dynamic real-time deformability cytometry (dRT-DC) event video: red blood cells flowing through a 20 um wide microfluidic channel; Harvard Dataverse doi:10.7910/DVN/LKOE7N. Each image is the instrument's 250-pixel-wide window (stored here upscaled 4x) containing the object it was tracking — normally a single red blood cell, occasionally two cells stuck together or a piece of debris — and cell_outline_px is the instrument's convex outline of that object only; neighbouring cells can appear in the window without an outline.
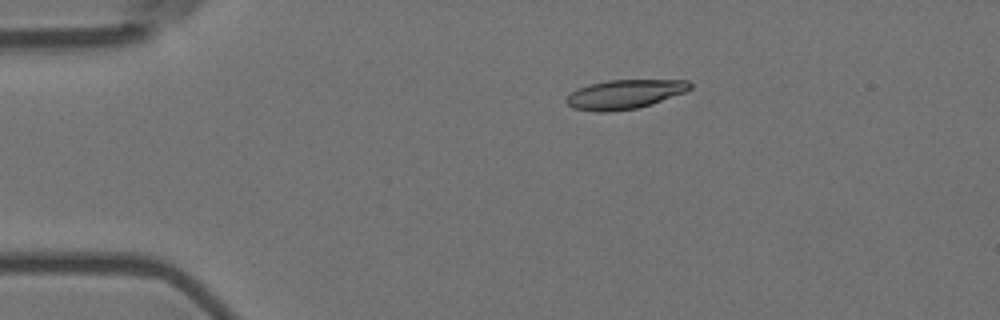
{"species": "Egyptian fruit bat (a non-hibernating species)", "species_latin": "Rousettus aegyptiacus", "temperature_condition": "room temperature", "stored_images_in_passage": 4, "camera_frame_rate_fps": 3000, "um_per_image_px": 0.085, "animal": {"sex": "female"}, "frame": {"image": 1, "passage_image": 3, "time_ms": 0.667, "image_size_px": [1000, 320], "cell_outline_px": [[692, 88], [684, 92], [652, 104], [636, 108], [608, 112], [600, 112], [572, 108], [564, 100], [572, 92], [588, 84], [608, 80], [688, 80], [692, 84]], "centroid_in_image_um": [53.1, 8.01], "position_along_channel_um": 31.9, "area_um2": 20.92}}